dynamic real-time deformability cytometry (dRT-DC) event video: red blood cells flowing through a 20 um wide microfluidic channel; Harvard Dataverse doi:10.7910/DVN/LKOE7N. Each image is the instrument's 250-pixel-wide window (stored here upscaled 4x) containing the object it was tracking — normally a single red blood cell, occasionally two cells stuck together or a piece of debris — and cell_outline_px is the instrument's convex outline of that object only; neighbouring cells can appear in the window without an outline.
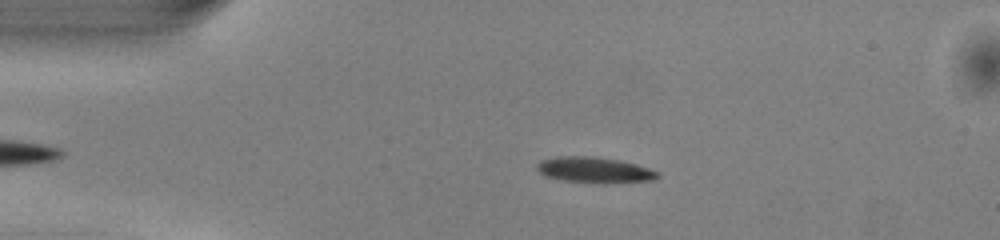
{"species": "common noctule bat (a hibernating species)", "species_latin": "Nyctalus noctula", "temperature_condition": "warm", "stored_images_in_passage": 38, "camera_frame_rate_fps": 3000, "um_per_image_px": 0.085, "animal": {"sex": "male", "body_mass_g": 13.0, "forearm_length_mm": 53.1}, "frame": {"image": 1, "passage_image": 4, "time_ms": 1.0, "image_size_px": [1000, 240], "cell_outline_px": [[660, 176], [656, 180], [604, 184], [560, 180], [544, 176], [536, 168], [536, 164], [540, 160], [556, 156], [592, 156], [620, 160], [636, 164], [660, 172]], "centroid_in_image_um": [50.54, 14.46], "position_along_channel_um": 34.5, "area_um2": 18.55}}
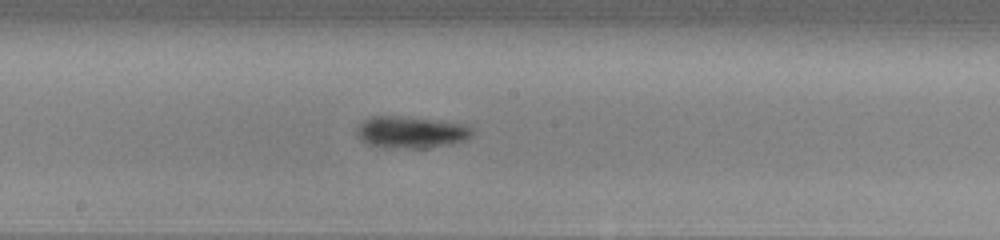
{"frame": {"image": 2, "passage_image": 20, "time_ms": 6.333, "image_size_px": [1000, 240], "cell_outline_px": [[472, 136], [464, 140], [452, 144], [424, 148], [380, 148], [368, 144], [360, 140], [356, 132], [356, 128], [364, 120], [372, 116], [400, 116], [440, 120], [464, 124], [472, 128]], "centroid_in_image_um": [34.91, 11.24], "position_along_channel_um": 213.3, "area_um2": 21.68}}
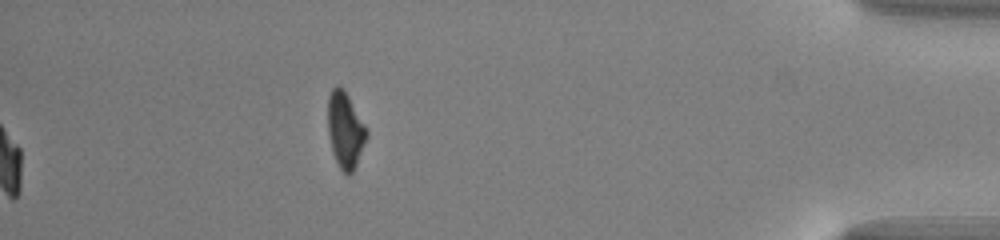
{"frame": {"image": 3, "passage_image": 38, "time_ms": 12.333, "image_size_px": [1000, 240], "cell_outline_px": [[368, 136], [356, 164], [352, 172], [348, 176], [340, 168], [332, 152], [328, 132], [328, 96], [332, 88], [336, 84], [344, 88], [368, 128]], "centroid_in_image_um": [29.35, 11.01], "position_along_channel_um": 405.8, "area_um2": 17.34}, "authors_computed_cell_mechanics": {"area_um2": 19.1896, "velocity_mm_per_s": 4.1034, "shape_relaxation_time_tau1_ms": 2.2386, "shape_relaxation_time_tau2_ms": null, "deformation_change_tau1": 0.1195, "deformation_change_tau2": null}}